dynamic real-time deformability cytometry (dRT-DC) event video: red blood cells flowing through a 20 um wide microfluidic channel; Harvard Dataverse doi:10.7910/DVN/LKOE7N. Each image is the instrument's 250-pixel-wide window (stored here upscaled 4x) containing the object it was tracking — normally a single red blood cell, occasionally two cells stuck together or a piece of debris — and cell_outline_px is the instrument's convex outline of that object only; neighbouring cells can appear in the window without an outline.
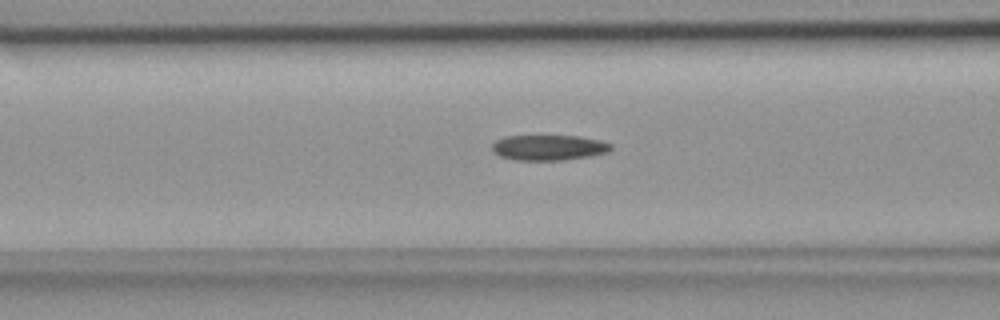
{"species": "common noctule bat (a hibernating species)", "species_latin": "Nyctalus noctula", "temperature_condition": "room temperature", "stored_images_in_passage": 35, "camera_frame_rate_fps": 3000, "um_per_image_px": 0.085, "animal": {"sex": "female", "body_mass_g": 18.4}, "frame": {"image": 1, "passage_image": 5, "time_ms": 1.333, "image_size_px": [1000, 320], "cell_outline_px": [[612, 148], [608, 152], [592, 156], [564, 160], [516, 160], [500, 156], [492, 152], [492, 144], [496, 140], [508, 136], [580, 136], [600, 140], [612, 144]], "centroid_in_image_um": [46.66, 12.55], "position_along_channel_um": 119.9, "area_um2": 17.69}}
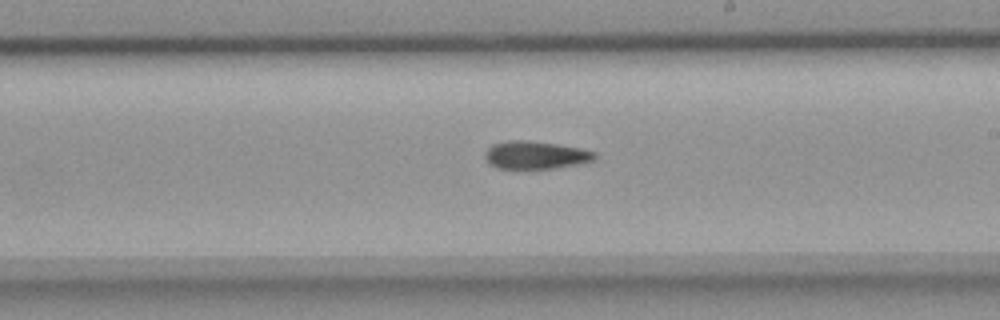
{"frame": {"image": 2, "passage_image": 14, "time_ms": 4.333, "image_size_px": [1000, 320], "cell_outline_px": [[596, 160], [580, 164], [556, 168], [496, 168], [488, 164], [484, 156], [484, 152], [492, 144], [508, 140], [528, 140], [556, 144], [580, 148], [596, 152]], "centroid_in_image_um": [45.51, 13.18], "position_along_channel_um": 243.5, "area_um2": 17.98}}
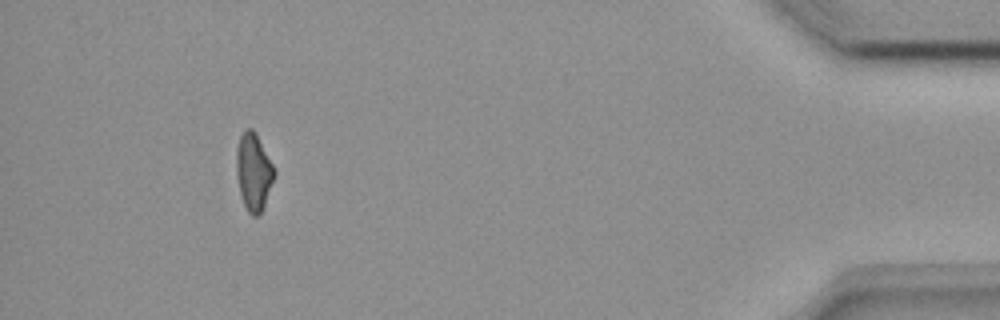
{"frame": {"image": 3, "passage_image": 31, "time_ms": 10.0, "image_size_px": [1000, 320], "cell_outline_px": [[276, 176], [264, 204], [260, 212], [256, 216], [252, 216], [248, 212], [240, 196], [236, 176], [236, 148], [240, 136], [248, 128], [252, 128], [256, 132], [276, 172]], "centroid_in_image_um": [21.54, 14.6], "position_along_channel_um": 413.7, "area_um2": 17.11}}